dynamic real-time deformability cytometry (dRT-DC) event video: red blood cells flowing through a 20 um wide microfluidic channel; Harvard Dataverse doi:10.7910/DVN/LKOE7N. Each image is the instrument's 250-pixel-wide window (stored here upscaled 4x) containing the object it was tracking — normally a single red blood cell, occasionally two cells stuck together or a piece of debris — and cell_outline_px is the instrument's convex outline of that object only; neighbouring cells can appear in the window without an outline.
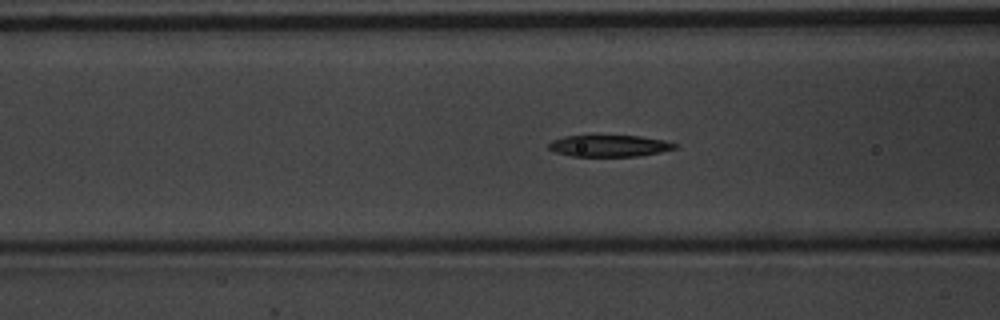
{"species": "common noctule bat (a hibernating species)", "species_latin": "Nyctalus noctula", "temperature_condition": "warm", "stored_images_in_passage": 56, "camera_frame_rate_fps": 3000, "um_per_image_px": 0.085, "animal": {"sex": "male", "body_mass_g": 20.1, "forearm_length_mm": 53.5}, "frame": {"image": 1, "passage_image": 23, "time_ms": 7.333, "image_size_px": [1000, 320], "cell_outline_px": [[676, 148], [660, 152], [636, 156], [572, 156], [556, 152], [548, 148], [548, 144], [552, 140], [564, 136], [592, 132], [640, 136], [664, 140], [676, 144]], "centroid_in_image_um": [51.71, 12.33], "position_along_channel_um": 114.9, "area_um2": 16.76}}
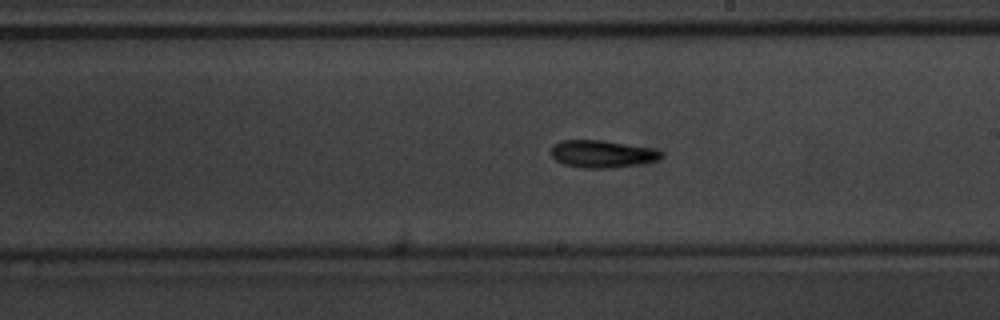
{"frame": {"image": 2, "passage_image": 33, "time_ms": 10.667, "image_size_px": [1000, 320], "cell_outline_px": [[664, 156], [660, 160], [640, 164], [608, 168], [584, 168], [564, 164], [556, 160], [552, 156], [552, 144], [560, 140], [604, 140], [652, 148], [664, 152]], "centroid_in_image_um": [51.22, 13.08], "position_along_channel_um": 237.8, "area_um2": 17.74}}
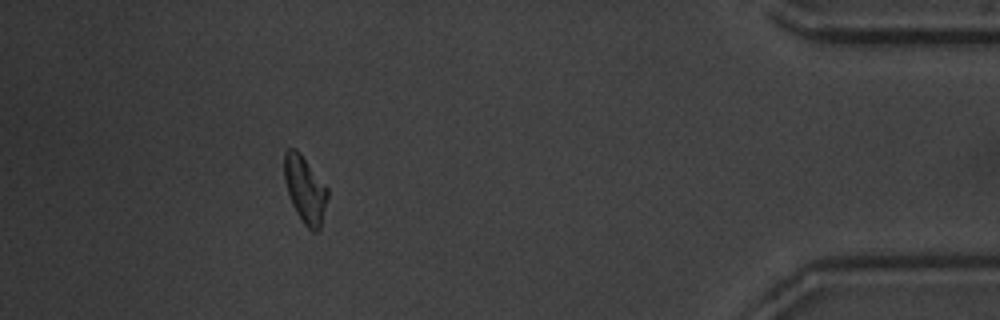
{"frame": {"image": 3, "passage_image": 51, "time_ms": 16.667, "image_size_px": [1000, 320], "cell_outline_px": [[328, 196], [320, 228], [316, 232], [312, 232], [304, 224], [296, 212], [292, 204], [284, 180], [284, 152], [288, 148], [296, 148], [300, 152], [328, 188]], "centroid_in_image_um": [25.92, 16.09], "position_along_channel_um": 409.3, "area_um2": 16.88}, "authors_computed_cell_mechanics": {"area_um2": 17.051, "velocity_mm_per_s": 3.6924, "shape_relaxation_time_tau1_ms": 4.925, "shape_relaxation_time_tau2_ms": 9.2461, "deformation_change_tau1": 0.1348, "deformation_change_tau2": 0.1948}}